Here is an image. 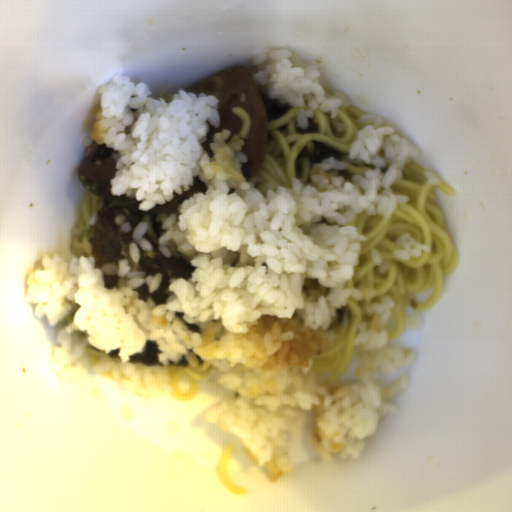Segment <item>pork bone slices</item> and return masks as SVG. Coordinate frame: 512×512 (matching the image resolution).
<instances>
[{
    "label": "pork bone slices",
    "mask_w": 512,
    "mask_h": 512,
    "mask_svg": "<svg viewBox=\"0 0 512 512\" xmlns=\"http://www.w3.org/2000/svg\"><path fill=\"white\" fill-rule=\"evenodd\" d=\"M184 89L188 93L207 94L218 99L219 125H210L206 140L200 145L211 159L214 158L211 144L217 132H230L224 141L226 145L241 132L243 120L233 112L232 107H242L246 111L251 122L241 148V153L246 156L245 164H241V173L247 182L252 180L261 170L266 157L267 116L259 90L248 70L241 65L229 67Z\"/></svg>",
    "instance_id": "d1f655de"
},
{
    "label": "pork bone slices",
    "mask_w": 512,
    "mask_h": 512,
    "mask_svg": "<svg viewBox=\"0 0 512 512\" xmlns=\"http://www.w3.org/2000/svg\"><path fill=\"white\" fill-rule=\"evenodd\" d=\"M116 170L114 147L92 141L85 149L78 174L82 184L109 206L143 215H163L172 212L195 194L208 191L205 182L195 175L189 191L174 195L172 200L148 210H139V204L135 198L127 197L124 193L113 195L110 182L115 177Z\"/></svg>",
    "instance_id": "8bd94acc"
}]
</instances>
